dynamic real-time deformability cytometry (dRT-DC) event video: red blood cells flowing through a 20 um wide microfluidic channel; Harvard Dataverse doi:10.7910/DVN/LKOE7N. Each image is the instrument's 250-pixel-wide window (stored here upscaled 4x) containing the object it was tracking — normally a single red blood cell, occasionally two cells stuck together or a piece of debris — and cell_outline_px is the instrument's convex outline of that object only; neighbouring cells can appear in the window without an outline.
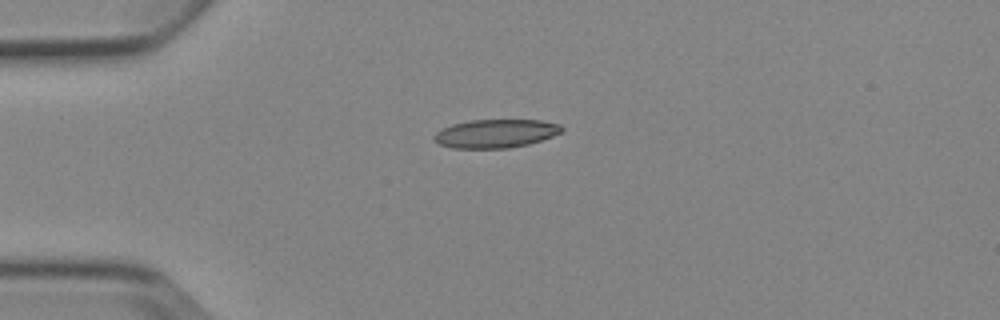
{"species": "Egyptian fruit bat (a non-hibernating species)", "species_latin": "Rousettus aegyptiacus", "temperature_condition": "cold", "stored_images_in_passage": 4, "camera_frame_rate_fps": 3000, "um_per_image_px": 0.085, "animal": {"sex": "female"}, "frame": {"image": 1, "passage_image": 1, "time_ms": 0.0, "image_size_px": [1000, 320], "cell_outline_px": [[564, 128], [560, 132], [552, 136], [528, 144], [508, 148], [452, 148], [440, 144], [432, 136], [440, 128], [452, 124], [468, 120], [540, 120], [560, 124]], "centroid_in_image_um": [42.1, 11.34], "position_along_channel_um": 42.9, "area_um2": 21.15}}
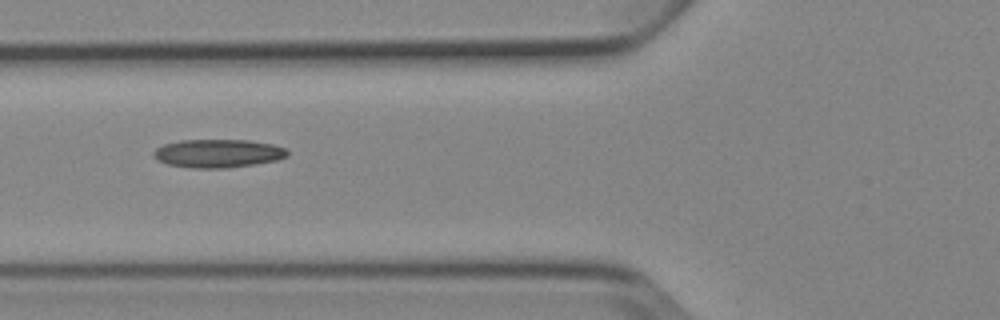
{"frame": {"image": 2, "passage_image": 3, "time_ms": 2.333, "image_size_px": [1000, 320], "cell_outline_px": [[288, 156], [280, 160], [228, 168], [192, 168], [168, 164], [156, 160], [152, 156], [152, 152], [156, 148], [164, 144], [180, 140], [248, 140], [272, 144], [284, 148], [288, 152]], "centroid_in_image_um": [18.51, 13.04], "position_along_channel_um": 107.3, "area_um2": 22.25}}
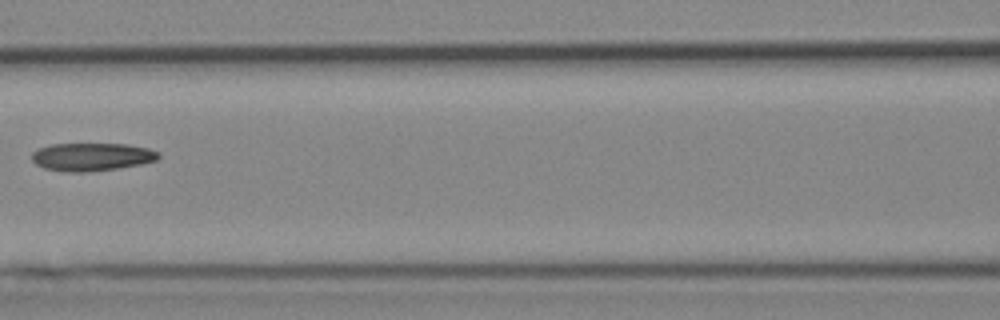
{"frame": {"image": 3, "passage_image": 4, "time_ms": 3.667, "image_size_px": [1000, 320], "cell_outline_px": [[160, 156], [156, 160], [140, 164], [116, 168], [88, 172], [64, 172], [44, 168], [36, 164], [32, 160], [32, 152], [40, 148], [52, 144], [128, 144], [148, 148], [160, 152]], "centroid_in_image_um": [7.8, 13.33], "position_along_channel_um": 158.8, "area_um2": 20.63}}